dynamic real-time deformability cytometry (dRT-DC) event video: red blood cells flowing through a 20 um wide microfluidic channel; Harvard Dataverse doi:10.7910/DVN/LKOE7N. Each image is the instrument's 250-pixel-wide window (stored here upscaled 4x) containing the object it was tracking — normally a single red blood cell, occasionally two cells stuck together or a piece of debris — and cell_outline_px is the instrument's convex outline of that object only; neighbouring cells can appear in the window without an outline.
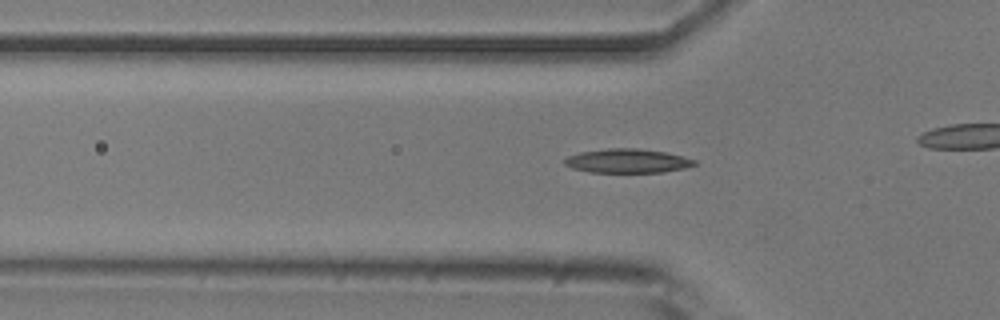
{"species": "common noctule bat (a hibernating species)", "species_latin": "Nyctalus noctula", "temperature_condition": "room temperature", "stored_images_in_passage": 42, "camera_frame_rate_fps": 3000, "um_per_image_px": 0.085, "animal": {"sex": "male", "body_mass_g": 20.5, "forearm_length_mm": 52.5}, "frame": {"image": 1, "passage_image": 17, "time_ms": 5.333, "image_size_px": [1000, 320], "cell_outline_px": [[700, 164], [684, 168], [664, 172], [588, 172], [572, 168], [564, 164], [564, 160], [568, 156], [580, 152], [608, 148], [636, 148], [664, 152], [696, 160]], "centroid_in_image_um": [53.33, 13.68], "position_along_channel_um": 72.5, "area_um2": 18.15}}
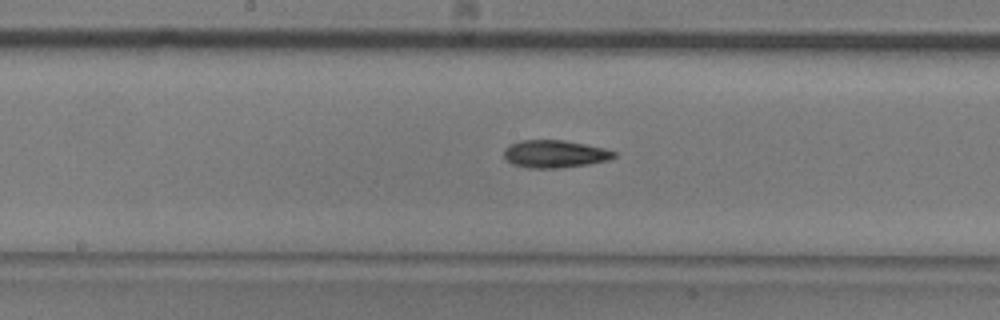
{"frame": {"image": 2, "passage_image": 27, "time_ms": 8.667, "image_size_px": [1000, 320], "cell_outline_px": [[616, 156], [608, 160], [588, 164], [560, 168], [528, 168], [512, 164], [504, 156], [504, 148], [508, 144], [520, 140], [564, 140], [604, 148], [616, 152]], "centroid_in_image_um": [47.13, 13.08], "position_along_channel_um": 201.1, "area_um2": 17.74}}
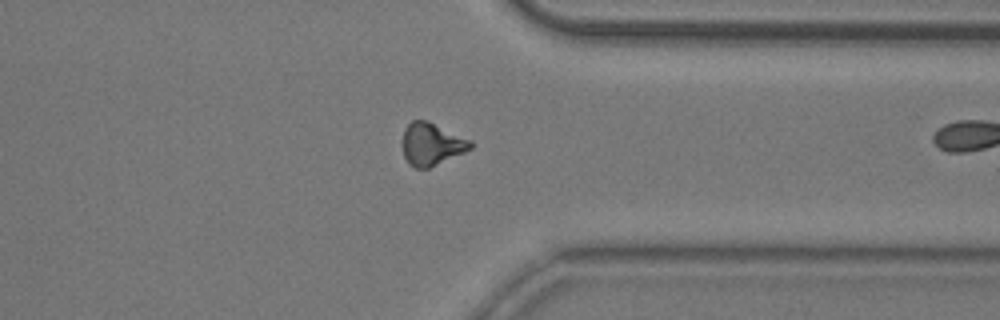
{"frame": {"image": 3, "passage_image": 41, "time_ms": 13.333, "image_size_px": [1000, 320], "cell_outline_px": [[472, 148], [464, 152], [428, 168], [416, 168], [408, 164], [404, 156], [404, 128], [412, 120], [428, 120], [472, 140]], "centroid_in_image_um": [36.7, 12.23], "position_along_channel_um": 374.7, "area_um2": 16.7}}